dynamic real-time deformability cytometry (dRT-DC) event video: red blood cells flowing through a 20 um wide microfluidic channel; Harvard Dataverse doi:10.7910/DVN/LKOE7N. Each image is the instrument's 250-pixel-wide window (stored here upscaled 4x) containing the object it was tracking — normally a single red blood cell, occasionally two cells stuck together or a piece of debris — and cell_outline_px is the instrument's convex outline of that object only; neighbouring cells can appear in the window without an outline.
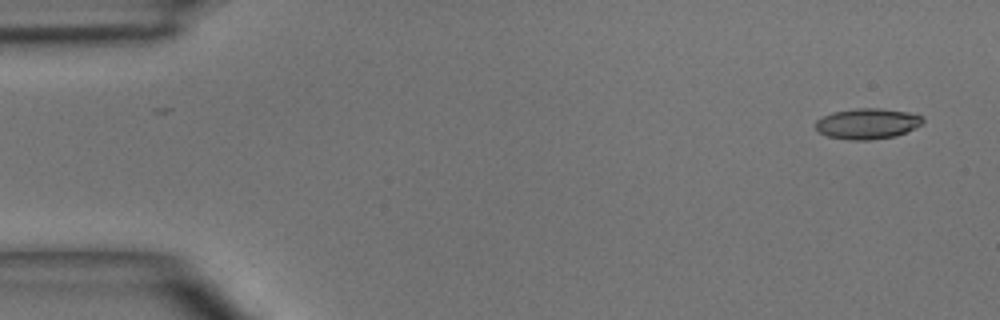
{"species": "common noctule bat (a hibernating species)", "species_latin": "Nyctalus noctula", "temperature_condition": "room temperature", "stored_images_in_passage": 2, "camera_frame_rate_fps": 3000, "um_per_image_px": 0.085, "animal": {"sex": "male", "body_mass_g": 15.6}, "frame": {"image": 1, "passage_image": 2, "time_ms": 1.0, "image_size_px": [1000, 320], "cell_outline_px": [[924, 120], [920, 124], [896, 136], [868, 140], [852, 140], [828, 136], [820, 132], [816, 128], [816, 120], [832, 112], [856, 108], [880, 108], [908, 112], [924, 116]], "centroid_in_image_um": [73.72, 10.5], "position_along_channel_um": 11.3, "area_um2": 18.96}}